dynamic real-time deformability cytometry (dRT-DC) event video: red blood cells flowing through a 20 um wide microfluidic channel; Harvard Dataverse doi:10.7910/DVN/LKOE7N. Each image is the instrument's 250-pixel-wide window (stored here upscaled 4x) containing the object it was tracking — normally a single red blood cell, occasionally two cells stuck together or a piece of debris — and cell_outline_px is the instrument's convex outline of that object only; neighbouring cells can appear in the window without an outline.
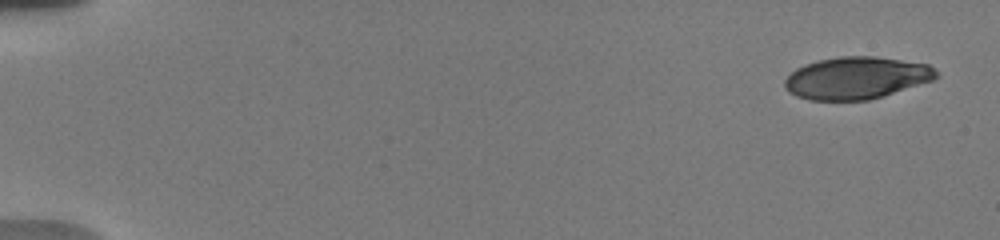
{"species": "human", "species_latin": "Homo sapiens", "temperature_condition": "warm", "stored_images_in_passage": 21, "camera_frame_rate_fps": 3000, "um_per_image_px": 0.085, "donor": {"sex": "male"}, "frame": {"image": 1, "passage_image": 1, "time_ms": 0.0, "image_size_px": [1000, 240], "cell_outline_px": [[940, 76], [932, 80], [884, 96], [868, 100], [808, 100], [796, 96], [788, 92], [784, 88], [784, 80], [796, 68], [804, 64], [816, 60], [840, 56], [876, 56], [928, 64]], "centroid_in_image_um": [72.76, 6.62], "position_along_channel_um": 12.2, "area_um2": 37.4}}
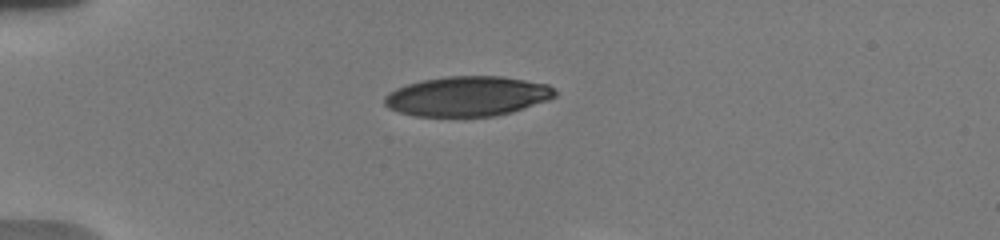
{"frame": {"image": 2, "passage_image": 14, "time_ms": 4.333, "image_size_px": [1000, 240], "cell_outline_px": [[556, 96], [548, 100], [512, 112], [496, 116], [416, 116], [400, 112], [388, 108], [384, 104], [384, 96], [388, 92], [396, 88], [420, 80], [448, 76], [504, 76], [548, 84], [556, 88]], "centroid_in_image_um": [39.74, 8.17], "position_along_channel_um": 45.3, "area_um2": 39.82}}
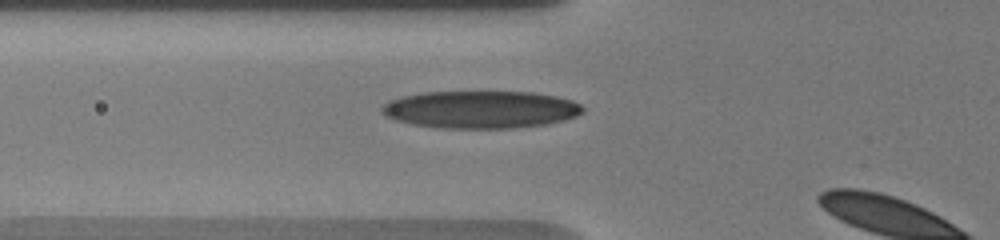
{"frame": {"image": 3, "passage_image": 19, "time_ms": 6.333, "image_size_px": [1000, 240], "cell_outline_px": [[584, 112], [576, 116], [564, 120], [544, 124], [512, 128], [440, 128], [412, 124], [396, 120], [384, 116], [380, 112], [380, 108], [388, 100], [404, 96], [424, 92], [532, 92], [556, 96], [572, 100], [580, 104], [584, 108]], "centroid_in_image_um": [40.84, 9.31], "position_along_channel_um": 85.0, "area_um2": 43.99}}